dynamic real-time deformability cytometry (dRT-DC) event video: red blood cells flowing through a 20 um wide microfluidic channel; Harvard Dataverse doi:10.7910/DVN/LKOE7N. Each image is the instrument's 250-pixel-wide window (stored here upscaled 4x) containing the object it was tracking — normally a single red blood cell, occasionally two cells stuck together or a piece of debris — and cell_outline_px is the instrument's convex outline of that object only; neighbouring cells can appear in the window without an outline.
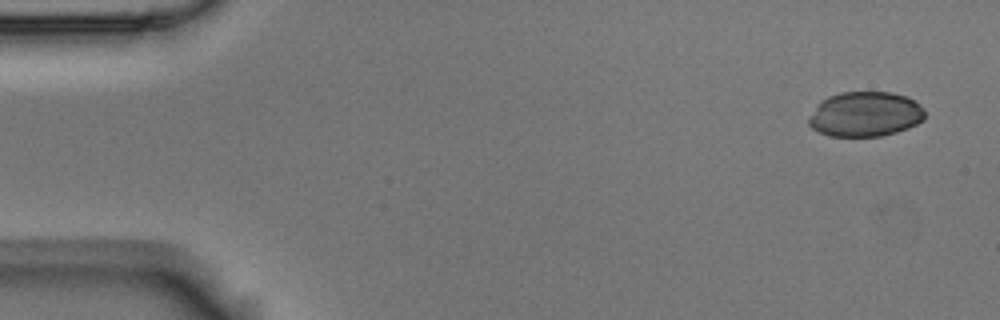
{"species": "Egyptian fruit bat (a non-hibernating species)", "species_latin": "Rousettus aegyptiacus", "temperature_condition": "room temperature", "stored_images_in_passage": 6, "camera_frame_rate_fps": 3000, "um_per_image_px": 0.085, "animal": {"sex": "male"}, "frame": {"image": 1, "passage_image": 1, "time_ms": 0.0, "image_size_px": [1000, 320], "cell_outline_px": [[924, 120], [908, 128], [896, 132], [880, 136], [828, 136], [812, 128], [808, 124], [808, 116], [816, 104], [820, 100], [828, 96], [840, 92], [892, 92], [908, 96], [916, 100], [924, 108]], "centroid_in_image_um": [73.53, 9.69], "position_along_channel_um": 11.5, "area_um2": 30.87}}
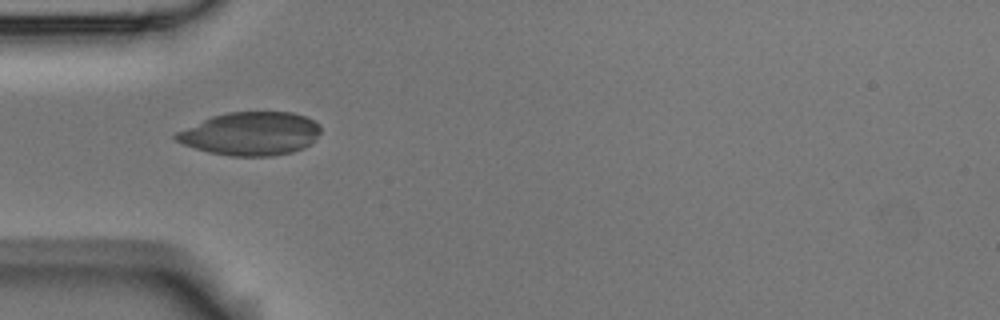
{"frame": {"image": 2, "passage_image": 5, "time_ms": 1.333, "image_size_px": [1000, 320], "cell_outline_px": [[320, 132], [316, 140], [304, 148], [292, 152], [272, 156], [232, 156], [208, 152], [184, 144], [176, 140], [172, 136], [176, 132], [212, 116], [228, 112], [292, 112], [304, 116], [320, 124]], "centroid_in_image_um": [21.33, 11.36], "position_along_channel_um": 63.7, "area_um2": 36.47}}
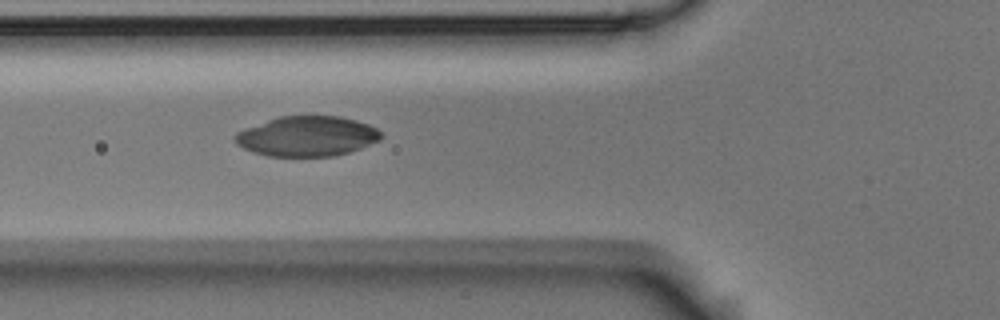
{"frame": {"image": 3, "passage_image": 6, "time_ms": 1.667, "image_size_px": [1000, 320], "cell_outline_px": [[384, 136], [380, 140], [360, 148], [348, 152], [332, 156], [268, 156], [252, 152], [236, 144], [232, 140], [232, 136], [236, 132], [244, 128], [280, 116], [340, 116], [356, 120], [368, 124], [376, 128]], "centroid_in_image_um": [26.07, 11.58], "position_along_channel_um": 99.7, "area_um2": 34.22}}